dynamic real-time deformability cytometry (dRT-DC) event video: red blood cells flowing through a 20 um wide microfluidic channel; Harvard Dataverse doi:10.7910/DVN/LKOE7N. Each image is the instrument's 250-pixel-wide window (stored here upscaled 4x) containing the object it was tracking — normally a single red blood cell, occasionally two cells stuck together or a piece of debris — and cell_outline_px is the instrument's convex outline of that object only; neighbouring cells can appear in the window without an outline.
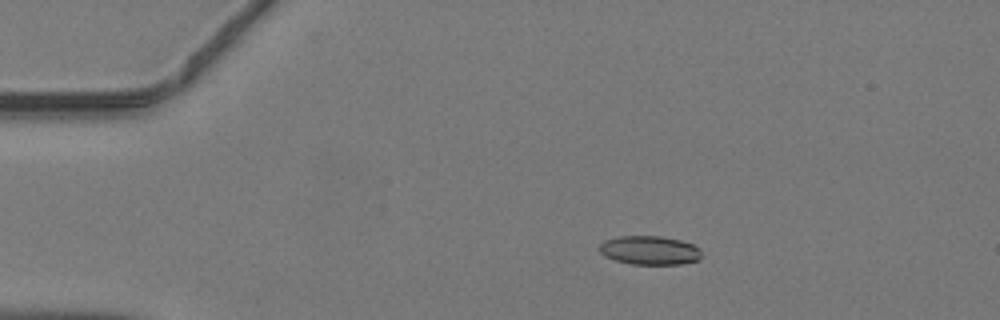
{"species": "common noctule bat (a hibernating species)", "species_latin": "Nyctalus noctula", "temperature_condition": "warm", "stored_images_in_passage": 10, "camera_frame_rate_fps": 3000, "um_per_image_px": 0.085, "animal": {"sex": "male", "body_mass_g": 19.2, "forearm_length_mm": 51.8}, "frame": {"image": 1, "passage_image": 4, "time_ms": 1.0, "image_size_px": [1000, 320], "cell_outline_px": [[700, 260], [680, 264], [632, 264], [616, 260], [604, 256], [596, 248], [604, 240], [620, 236], [660, 236], [680, 240], [692, 244], [700, 248]], "centroid_in_image_um": [55.19, 21.27], "position_along_channel_um": 29.8, "area_um2": 17.22}}